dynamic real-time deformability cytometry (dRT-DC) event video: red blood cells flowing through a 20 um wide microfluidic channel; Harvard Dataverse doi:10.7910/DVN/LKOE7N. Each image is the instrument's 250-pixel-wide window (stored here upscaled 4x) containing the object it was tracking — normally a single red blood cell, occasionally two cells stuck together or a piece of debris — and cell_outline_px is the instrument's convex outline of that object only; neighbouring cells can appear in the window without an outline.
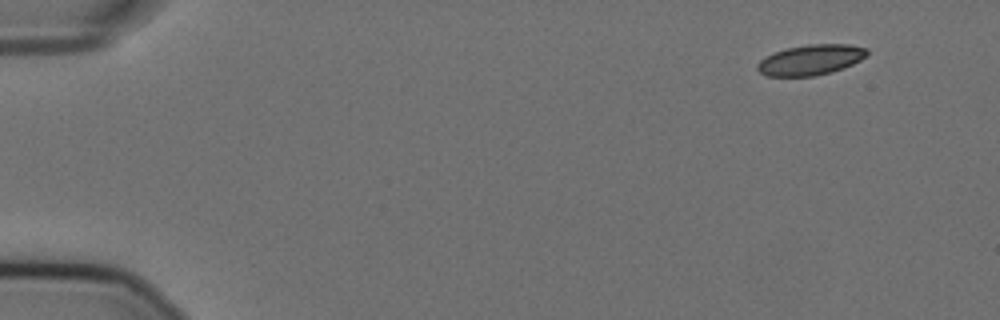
{"species": "Egyptian fruit bat (a non-hibernating species)", "species_latin": "Rousettus aegyptiacus", "temperature_condition": "cold", "stored_images_in_passage": 53, "camera_frame_rate_fps": 3000, "um_per_image_px": 0.085, "animal": {"sex": "female"}, "frame": {"image": 1, "passage_image": 1, "time_ms": 0.0, "image_size_px": [1000, 320], "cell_outline_px": [[868, 52], [860, 60], [844, 68], [832, 72], [812, 76], [768, 76], [760, 72], [756, 68], [756, 64], [760, 60], [776, 52], [788, 48], [808, 44], [848, 44], [868, 48]], "centroid_in_image_um": [68.92, 5.09], "position_along_channel_um": 16.1, "area_um2": 19.25}}
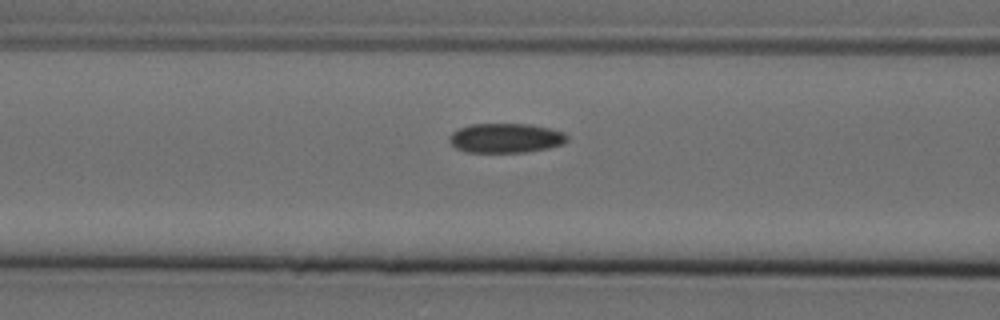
{"frame": {"image": 2, "passage_image": 20, "time_ms": 6.333, "image_size_px": [1000, 320], "cell_outline_px": [[568, 140], [564, 144], [548, 148], [524, 152], [464, 152], [456, 148], [448, 140], [448, 136], [452, 132], [468, 124], [528, 124], [548, 128], [564, 132], [568, 136]], "centroid_in_image_um": [42.97, 11.73], "position_along_channel_um": 123.6, "area_um2": 20.35}}
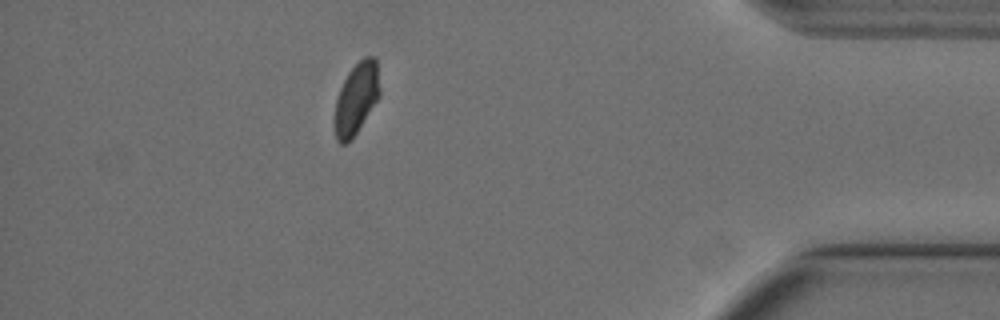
{"frame": {"image": 3, "passage_image": 47, "time_ms": 15.333, "image_size_px": [1000, 320], "cell_outline_px": [[380, 96], [356, 132], [344, 144], [340, 144], [336, 140], [332, 124], [332, 120], [336, 100], [340, 88], [348, 72], [364, 56], [376, 56], [380, 88]], "centroid_in_image_um": [30.26, 8.37], "position_along_channel_um": 404.9, "area_um2": 18.96}, "authors_computed_cell_mechanics": {"area_um2": 20.3456, "velocity_mm_per_s": 3.5641, "shape_relaxation_time_tau1_ms": null, "shape_relaxation_time_tau2_ms": 5.3792, "deformation_change_tau1": null, "deformation_change_tau2": 0.0654}}